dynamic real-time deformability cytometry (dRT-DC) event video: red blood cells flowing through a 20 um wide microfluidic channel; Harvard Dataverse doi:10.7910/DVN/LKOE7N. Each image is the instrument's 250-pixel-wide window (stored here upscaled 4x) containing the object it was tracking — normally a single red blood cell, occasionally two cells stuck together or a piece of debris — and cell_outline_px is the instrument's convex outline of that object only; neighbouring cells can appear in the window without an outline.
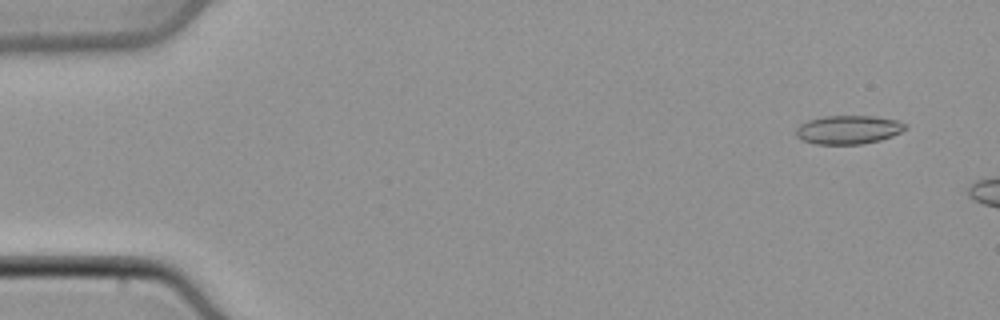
{"species": "common noctule bat (a hibernating species)", "species_latin": "Nyctalus noctula", "temperature_condition": "cold", "stored_images_in_passage": 9, "camera_frame_rate_fps": 3000, "um_per_image_px": 0.085, "animal": {"sex": "male", "body_mass_g": 21.5, "forearm_length_mm": 52.0}, "frame": {"image": 1, "passage_image": 4, "time_ms": 1.0, "image_size_px": [1000, 320], "cell_outline_px": [[908, 128], [892, 136], [880, 140], [860, 144], [816, 144], [804, 140], [796, 136], [796, 128], [800, 124], [808, 120], [824, 116], [872, 116], [896, 120], [908, 124]], "centroid_in_image_um": [72.12, 11.02], "position_along_channel_um": 12.9, "area_um2": 18.21}}